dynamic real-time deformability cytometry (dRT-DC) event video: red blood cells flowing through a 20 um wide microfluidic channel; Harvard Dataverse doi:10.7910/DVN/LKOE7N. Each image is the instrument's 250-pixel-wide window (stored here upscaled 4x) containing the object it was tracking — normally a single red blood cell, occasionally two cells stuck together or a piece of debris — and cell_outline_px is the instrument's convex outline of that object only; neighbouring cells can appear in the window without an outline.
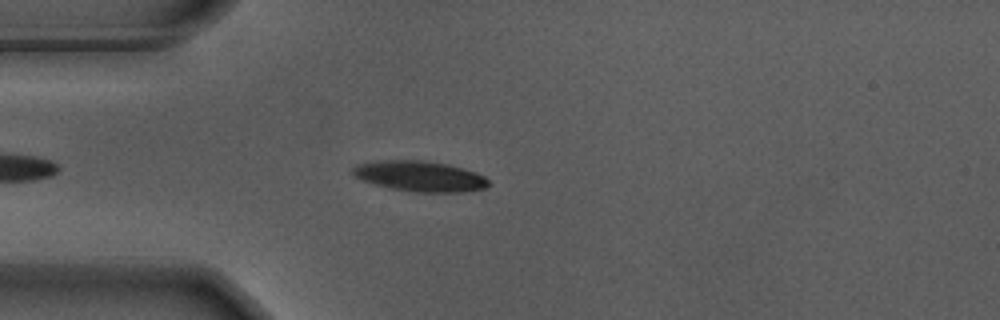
{"species": "Egyptian fruit bat (a non-hibernating species)", "species_latin": "Rousettus aegyptiacus", "temperature_condition": "warm", "stored_images_in_passage": 44, "camera_frame_rate_fps": 3000, "um_per_image_px": 0.085, "animal": {"sex": "male"}, "frame": {"image": 1, "passage_image": 6, "time_ms": 1.667, "image_size_px": [1000, 320], "cell_outline_px": [[488, 184], [484, 188], [464, 192], [412, 192], [392, 188], [360, 180], [352, 172], [352, 168], [356, 164], [380, 160], [424, 160], [448, 164], [464, 168], [484, 176], [488, 180]], "centroid_in_image_um": [35.67, 14.97], "position_along_channel_um": 49.3, "area_um2": 24.1}}
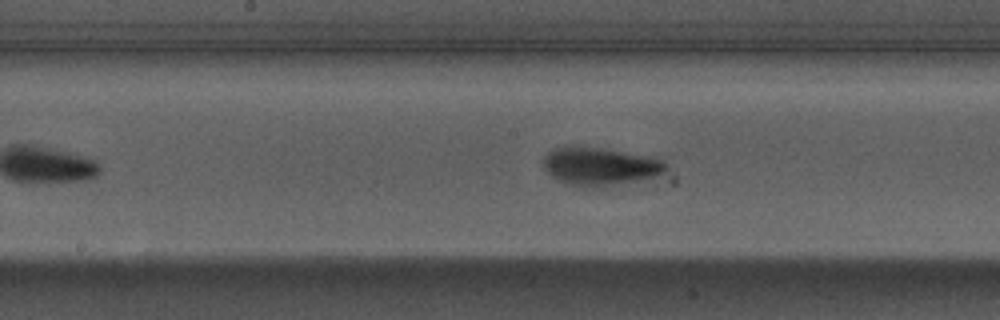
{"frame": {"image": 2, "passage_image": 19, "time_ms": 6.0, "image_size_px": [1000, 320], "cell_outline_px": [[668, 168], [660, 176], [596, 188], [584, 188], [560, 180], [552, 176], [544, 168], [544, 156], [548, 152], [556, 148], [596, 148], [640, 156], [660, 160], [668, 164]], "centroid_in_image_um": [51.01, 14.19], "position_along_channel_um": 197.2, "area_um2": 26.13}}
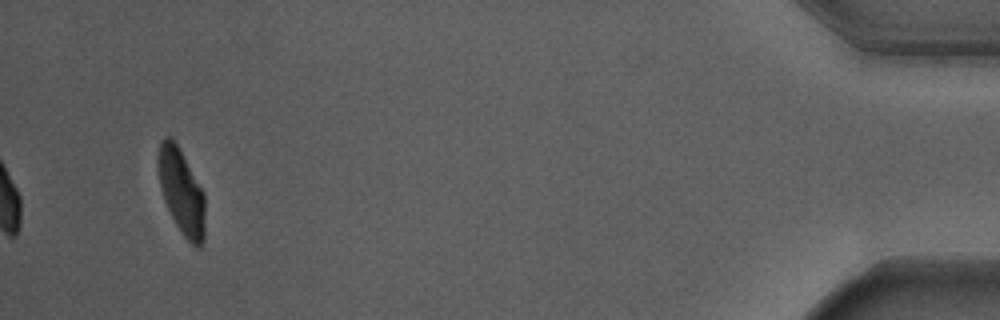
{"frame": {"image": 3, "passage_image": 44, "time_ms": 14.333, "image_size_px": [1000, 320], "cell_outline_px": [[204, 240], [200, 248], [196, 248], [184, 236], [176, 224], [168, 208], [160, 188], [160, 144], [164, 136], [168, 136], [176, 144], [204, 192]], "centroid_in_image_um": [15.47, 16.37], "position_along_channel_um": 419.7, "area_um2": 22.37}, "authors_computed_cell_mechanics": {"area_um2": 24.7095, "velocity_mm_per_s": 3.6713, "shape_relaxation_time_tau1_ms": 2.8562, "shape_relaxation_time_tau2_ms": 1.0394, "deformation_change_tau1": 0.1836, "deformation_change_tau2": 0.0635}}